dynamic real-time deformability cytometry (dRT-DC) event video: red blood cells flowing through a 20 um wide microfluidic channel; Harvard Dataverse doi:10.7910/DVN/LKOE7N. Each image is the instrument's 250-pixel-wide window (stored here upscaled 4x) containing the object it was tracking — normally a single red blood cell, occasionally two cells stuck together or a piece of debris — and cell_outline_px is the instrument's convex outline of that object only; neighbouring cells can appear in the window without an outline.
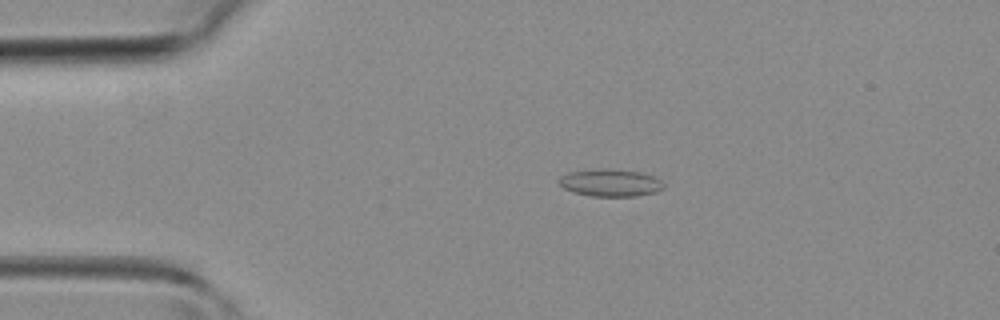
{"species": "common noctule bat (a hibernating species)", "species_latin": "Nyctalus noctula", "temperature_condition": "room temperature", "stored_images_in_passage": 39, "camera_frame_rate_fps": 3000, "um_per_image_px": 0.085, "animal": {"sex": "female", "body_mass_g": 19.3, "forearm_length_mm": 54.1}, "frame": {"image": 1, "passage_image": 6, "time_ms": 1.667, "image_size_px": [1000, 320], "cell_outline_px": [[664, 188], [656, 192], [636, 196], [588, 196], [572, 192], [564, 188], [556, 180], [560, 176], [568, 172], [596, 168], [608, 168], [640, 172], [652, 176], [660, 180], [664, 184]], "centroid_in_image_um": [51.83, 15.53], "position_along_channel_um": 33.2, "area_um2": 16.94}}
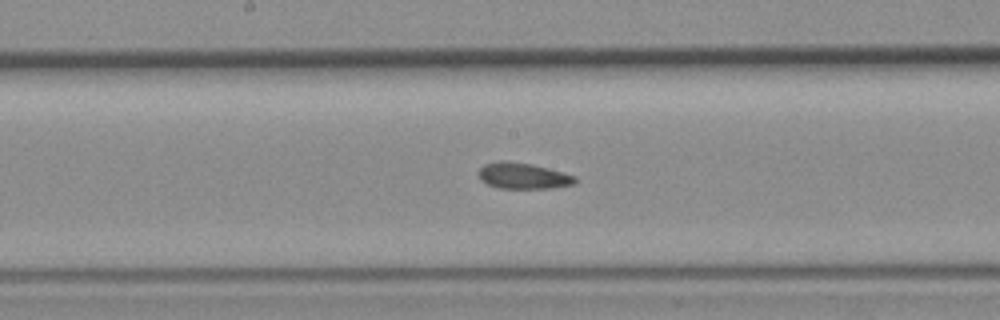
{"frame": {"image": 2, "passage_image": 19, "time_ms": 6.0, "image_size_px": [1000, 320], "cell_outline_px": [[576, 184], [552, 188], [496, 188], [480, 180], [476, 172], [484, 164], [532, 164], [548, 168], [576, 176]], "centroid_in_image_um": [44.51, 15.0], "position_along_channel_um": 203.7, "area_um2": 14.1}}
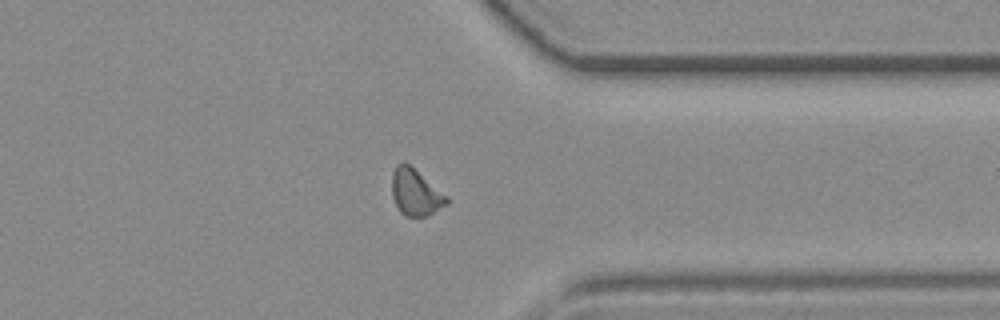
{"frame": {"image": 3, "passage_image": 30, "time_ms": 9.667, "image_size_px": [1000, 320], "cell_outline_px": [[448, 204], [424, 216], [404, 216], [400, 212], [392, 196], [392, 172], [396, 164], [404, 160], [448, 196]], "centroid_in_image_um": [35.3, 16.32], "position_along_channel_um": 376.1, "area_um2": 14.8}}